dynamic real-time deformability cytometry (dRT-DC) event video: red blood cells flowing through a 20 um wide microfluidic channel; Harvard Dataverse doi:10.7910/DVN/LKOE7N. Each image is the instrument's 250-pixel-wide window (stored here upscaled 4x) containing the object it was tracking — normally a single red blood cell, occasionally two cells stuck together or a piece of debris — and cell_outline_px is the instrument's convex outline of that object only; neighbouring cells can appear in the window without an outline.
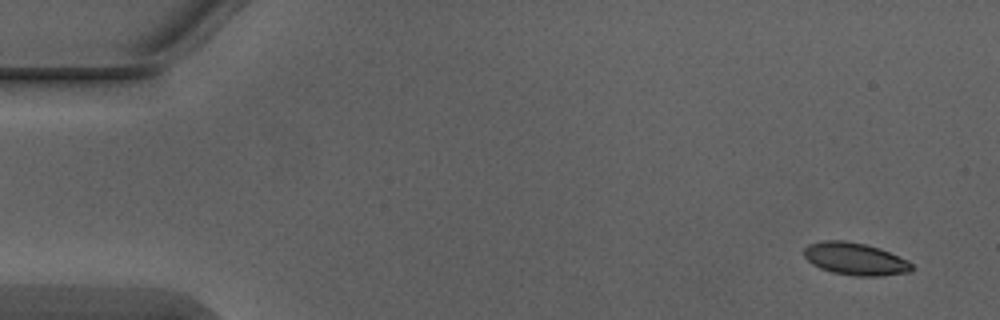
{"species": "Egyptian fruit bat (a non-hibernating species)", "species_latin": "Rousettus aegyptiacus", "temperature_condition": "warm", "stored_images_in_passage": 5, "camera_frame_rate_fps": 3000, "um_per_image_px": 0.085, "animal": {"sex": "male"}, "frame": {"image": 1, "passage_image": 1, "time_ms": 0.0, "image_size_px": [1000, 320], "cell_outline_px": [[912, 268], [908, 272], [880, 276], [852, 276], [832, 272], [820, 268], [812, 264], [804, 256], [804, 248], [808, 244], [824, 240], [844, 240], [864, 244], [880, 248], [908, 260], [912, 264]], "centroid_in_image_um": [72.67, 22.0], "position_along_channel_um": 12.3, "area_um2": 20.35}}
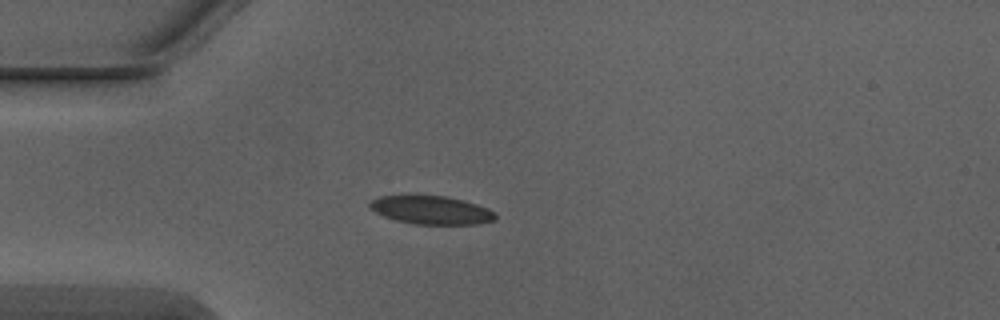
{"frame": {"image": 2, "passage_image": 4, "time_ms": 1.0, "image_size_px": [1000, 320], "cell_outline_px": [[496, 220], [476, 224], [412, 224], [396, 220], [384, 216], [368, 208], [368, 200], [380, 196], [408, 192], [444, 196], [464, 200], [488, 208], [496, 212]], "centroid_in_image_um": [36.57, 17.8], "position_along_channel_um": 48.4, "area_um2": 21.73}}